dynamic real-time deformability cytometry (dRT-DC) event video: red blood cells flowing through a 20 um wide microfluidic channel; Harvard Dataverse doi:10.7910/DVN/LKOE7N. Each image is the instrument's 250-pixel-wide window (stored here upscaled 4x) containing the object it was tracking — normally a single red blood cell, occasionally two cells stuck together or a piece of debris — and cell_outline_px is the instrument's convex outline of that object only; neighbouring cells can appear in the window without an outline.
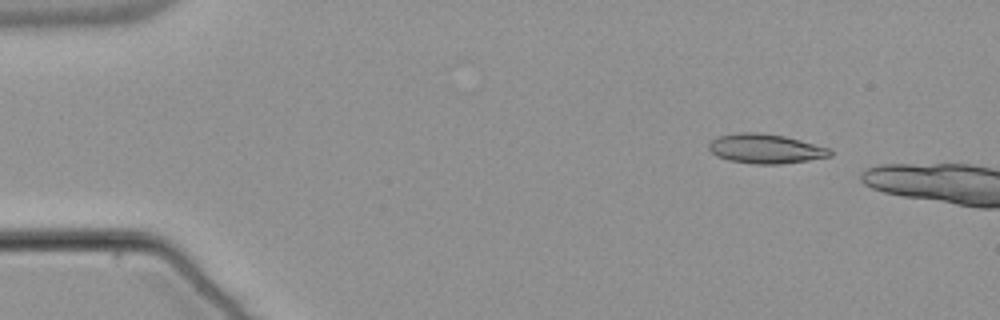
{"species": "common noctule bat (a hibernating species)", "species_latin": "Nyctalus noctula", "temperature_condition": "warm", "stored_images_in_passage": 7, "camera_frame_rate_fps": 3000, "um_per_image_px": 0.085, "animal": {"sex": "male", "body_mass_g": 21.5, "forearm_length_mm": 52.0}, "frame": {"image": 1, "passage_image": 4, "time_ms": 1.0, "image_size_px": [1000, 320], "cell_outline_px": [[832, 156], [808, 160], [780, 164], [756, 164], [728, 160], [716, 156], [708, 148], [708, 144], [716, 136], [740, 132], [760, 132], [784, 136], [800, 140], [828, 148], [832, 152]], "centroid_in_image_um": [65.03, 12.63], "position_along_channel_um": 20.0, "area_um2": 20.81}}